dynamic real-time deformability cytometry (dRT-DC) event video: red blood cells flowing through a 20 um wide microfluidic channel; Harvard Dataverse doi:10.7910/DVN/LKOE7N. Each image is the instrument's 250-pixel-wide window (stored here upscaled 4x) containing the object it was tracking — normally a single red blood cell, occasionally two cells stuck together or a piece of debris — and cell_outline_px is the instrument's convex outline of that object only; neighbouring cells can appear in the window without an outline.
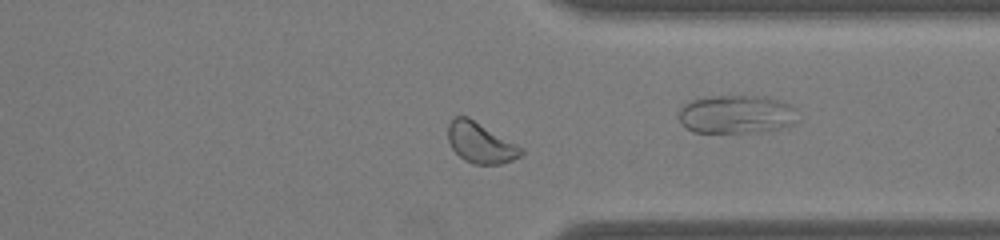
{"species": "common noctule bat (a hibernating species)", "species_latin": "Nyctalus noctula", "temperature_condition": "warm", "stored_images_in_passage": 33, "camera_frame_rate_fps": 3000, "um_per_image_px": 0.085, "animal": {"sex": "male", "body_mass_g": 19.0, "forearm_length_mm": 50.8}, "frame": {"image": 1, "passage_image": 24, "time_ms": 7.667, "image_size_px": [1000, 240], "cell_outline_px": [[524, 152], [520, 156], [512, 160], [500, 164], [472, 164], [464, 160], [452, 148], [448, 140], [448, 124], [456, 116], [468, 116], [524, 148]], "centroid_in_image_um": [40.85, 12.14], "position_along_channel_um": 370.5, "area_um2": 17.28}}